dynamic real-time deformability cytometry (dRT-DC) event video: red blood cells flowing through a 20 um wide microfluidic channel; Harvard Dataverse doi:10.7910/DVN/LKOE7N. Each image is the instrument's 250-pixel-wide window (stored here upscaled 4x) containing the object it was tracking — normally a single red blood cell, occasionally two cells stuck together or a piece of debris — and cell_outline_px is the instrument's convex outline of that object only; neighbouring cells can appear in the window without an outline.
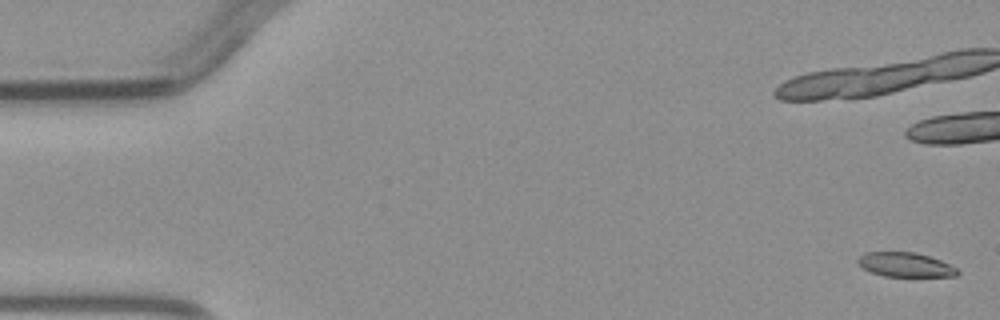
{"species": "common noctule bat (a hibernating species)", "species_latin": "Nyctalus noctula", "temperature_condition": "warm", "stored_images_in_passage": 7, "camera_frame_rate_fps": 3000, "um_per_image_px": 0.085, "animal": {"sex": "male", "body_mass_g": 23.1, "forearm_length_mm": 52.7}, "frame": {"image": 1, "passage_image": 1, "time_ms": 0.0, "image_size_px": [1000, 320], "cell_outline_px": [[960, 272], [956, 276], [884, 276], [872, 272], [864, 268], [856, 260], [864, 252], [916, 252], [940, 260], [956, 268]], "centroid_in_image_um": [76.95, 22.49], "position_along_channel_um": 8.1, "area_um2": 13.93}}